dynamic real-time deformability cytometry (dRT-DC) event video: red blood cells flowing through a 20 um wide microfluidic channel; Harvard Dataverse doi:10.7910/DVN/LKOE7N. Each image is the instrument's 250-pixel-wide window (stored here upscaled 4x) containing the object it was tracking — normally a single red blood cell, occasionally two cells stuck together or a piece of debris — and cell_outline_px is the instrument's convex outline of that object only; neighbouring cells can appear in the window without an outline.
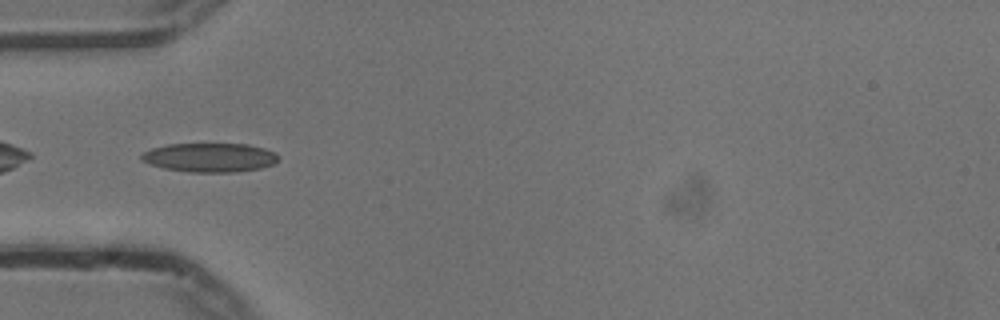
{"species": "common noctule bat (a hibernating species)", "species_latin": "Nyctalus noctula", "temperature_condition": "cold", "stored_images_in_passage": 23, "camera_frame_rate_fps": 3000, "um_per_image_px": 0.085, "animal": {"sex": "male", "body_mass_g": 13.3}, "frame": {"image": 1, "passage_image": 1, "time_ms": 0.0, "image_size_px": [1000, 320], "cell_outline_px": [[280, 156], [272, 164], [260, 168], [236, 172], [188, 172], [164, 168], [148, 164], [140, 160], [140, 156], [144, 152], [152, 148], [168, 144], [248, 144], [264, 148], [276, 152]], "centroid_in_image_um": [17.82, 13.39], "position_along_channel_um": 67.2, "area_um2": 23.24}}
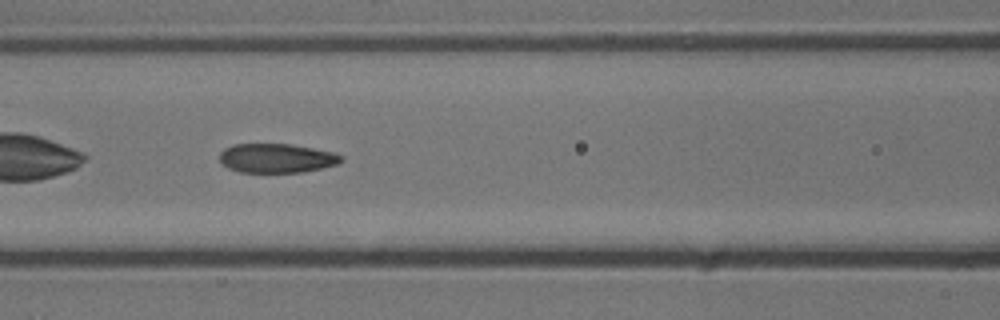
{"frame": {"image": 2, "passage_image": 7, "time_ms": 2.0, "image_size_px": [1000, 320], "cell_outline_px": [[344, 160], [340, 164], [304, 172], [240, 172], [228, 168], [220, 164], [220, 152], [224, 148], [232, 144], [288, 144], [312, 148], [332, 152], [340, 156]], "centroid_in_image_um": [23.48, 13.45], "position_along_channel_um": 143.1, "area_um2": 20.75}}
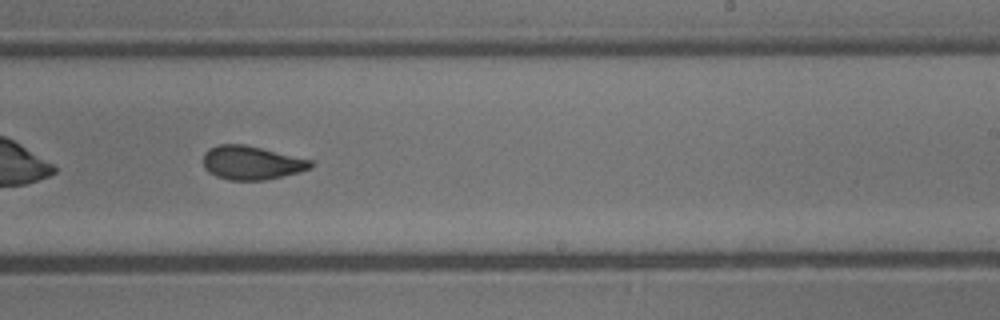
{"frame": {"image": 3, "passage_image": 17, "time_ms": 5.333, "image_size_px": [1000, 320], "cell_outline_px": [[312, 168], [300, 172], [264, 180], [228, 180], [216, 176], [208, 172], [204, 168], [204, 152], [208, 148], [220, 144], [244, 144], [312, 160]], "centroid_in_image_um": [21.36, 13.84], "position_along_channel_um": 267.6, "area_um2": 21.1}}